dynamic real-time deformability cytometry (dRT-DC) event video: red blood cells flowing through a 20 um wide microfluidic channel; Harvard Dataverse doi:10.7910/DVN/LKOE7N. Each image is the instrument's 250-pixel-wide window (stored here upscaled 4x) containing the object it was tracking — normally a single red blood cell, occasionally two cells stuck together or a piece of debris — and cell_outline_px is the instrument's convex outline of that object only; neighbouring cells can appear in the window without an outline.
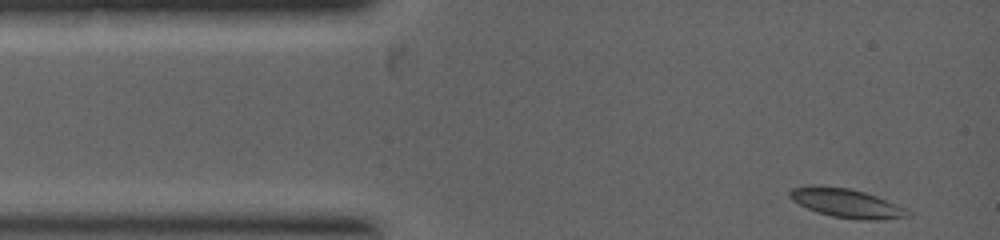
{"species": "common noctule bat (a hibernating species)", "species_latin": "Nyctalus noctula", "temperature_condition": "warm", "stored_images_in_passage": 37, "camera_frame_rate_fps": 5000, "um_per_image_px": 0.085, "animal": {"sex": "female", "body_mass_g": 19.0, "forearm_length_mm": 53.3}, "frame": {"image": 1, "passage_image": 1, "time_ms": 0.0, "image_size_px": [1000, 240], "cell_outline_px": [[912, 216], [872, 220], [860, 220], [832, 216], [816, 212], [792, 200], [788, 196], [788, 192], [792, 188], [808, 184], [820, 184], [848, 188], [864, 192], [876, 196], [896, 204], [912, 212]], "centroid_in_image_um": [71.9, 17.24], "position_along_channel_um": 13.1, "area_um2": 20.06}}
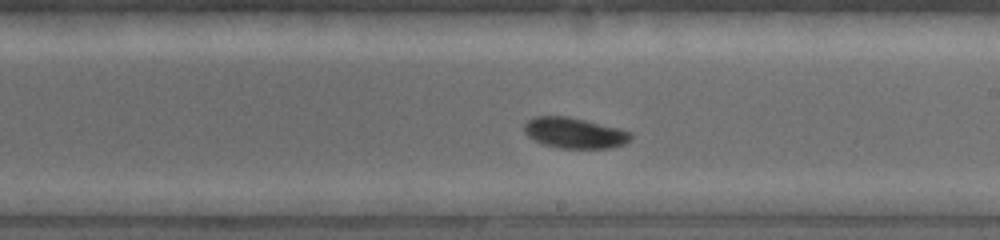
{"frame": {"image": 2, "passage_image": 22, "time_ms": 4.2, "image_size_px": [1000, 240], "cell_outline_px": [[632, 136], [624, 144], [608, 148], [560, 148], [540, 144], [528, 136], [524, 132], [524, 124], [532, 116], [568, 116], [620, 128], [632, 132]], "centroid_in_image_um": [48.8, 11.29], "position_along_channel_um": 240.2, "area_um2": 19.19}}
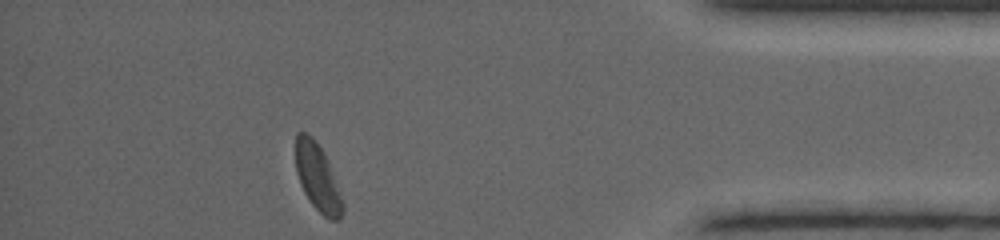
{"frame": {"image": 3, "passage_image": 37, "time_ms": 7.2, "image_size_px": [1000, 240], "cell_outline_px": [[344, 212], [340, 220], [328, 220], [312, 204], [304, 192], [300, 184], [296, 172], [296, 132], [304, 132], [312, 136], [324, 152], [328, 160], [344, 204]], "centroid_in_image_um": [27.0, 15.1], "position_along_channel_um": 408.2, "area_um2": 18.44}}